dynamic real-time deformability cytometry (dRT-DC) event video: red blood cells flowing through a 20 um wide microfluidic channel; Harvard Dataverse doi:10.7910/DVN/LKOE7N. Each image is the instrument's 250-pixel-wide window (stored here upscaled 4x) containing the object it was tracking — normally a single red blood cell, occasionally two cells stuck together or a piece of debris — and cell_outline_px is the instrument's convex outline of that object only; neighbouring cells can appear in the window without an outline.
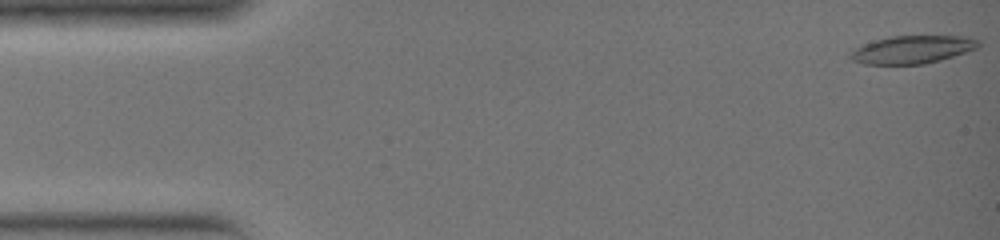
{"species": "common noctule bat (a hibernating species)", "species_latin": "Nyctalus noctula", "temperature_condition": "warm", "stored_images_in_passage": 30, "camera_frame_rate_fps": 3000, "um_per_image_px": 0.085, "animal": {"sex": "female", "body_mass_g": 19.0, "forearm_length_mm": 51.5}, "frame": {"image": 1, "passage_image": 1, "time_ms": 0.0, "image_size_px": [1000, 240], "cell_outline_px": [[980, 44], [976, 48], [940, 60], [924, 64], [864, 64], [852, 60], [848, 56], [848, 52], [864, 44], [876, 40], [892, 36], [968, 36], [980, 40]], "centroid_in_image_um": [77.53, 4.21], "position_along_channel_um": 7.5, "area_um2": 20.69}}
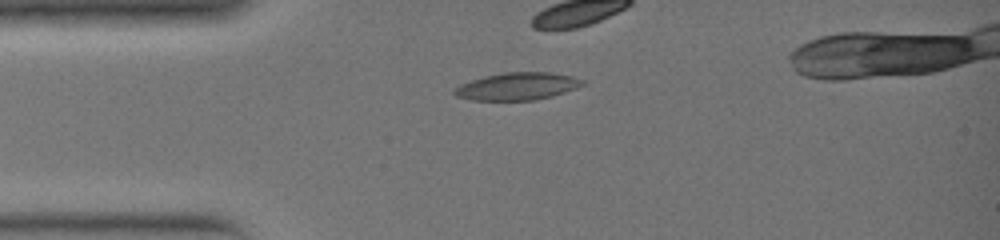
{"frame": {"image": 2, "passage_image": 9, "time_ms": 2.667, "image_size_px": [1000, 240], "cell_outline_px": [[584, 84], [576, 88], [552, 96], [532, 100], [472, 100], [456, 96], [452, 92], [460, 84], [484, 76], [504, 72], [552, 72], [572, 76], [584, 80]], "centroid_in_image_um": [43.97, 7.33], "position_along_channel_um": 41.0, "area_um2": 20.4}}